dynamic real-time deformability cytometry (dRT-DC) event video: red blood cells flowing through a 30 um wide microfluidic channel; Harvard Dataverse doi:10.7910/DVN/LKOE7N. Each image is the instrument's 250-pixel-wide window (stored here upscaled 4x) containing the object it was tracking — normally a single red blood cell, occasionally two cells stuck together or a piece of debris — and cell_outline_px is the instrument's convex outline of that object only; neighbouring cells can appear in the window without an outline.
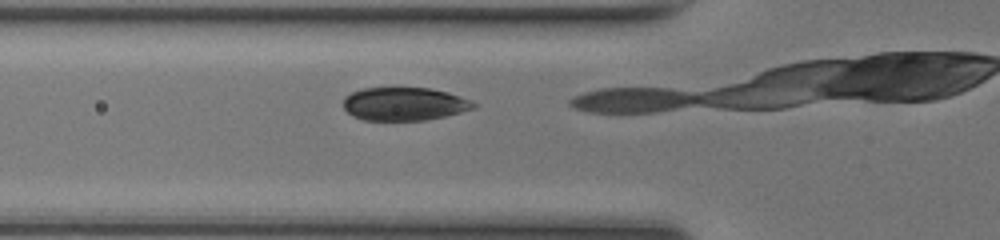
{"species": "common noctule bat (a hibernating species)", "species_latin": "Nyctalus noctula", "temperature_condition": "room temperature", "stored_images_in_passage": 6, "camera_frame_rate_fps": 3000, "um_per_image_px": 0.085, "animal": {"sex": "female", "body_mass_g": 17.0, "forearm_length_mm": 48.0}, "frame": {"image": 1, "passage_image": 5, "time_ms": 1.333, "image_size_px": [1000, 240], "cell_outline_px": [[476, 108], [444, 116], [424, 120], [364, 120], [352, 116], [344, 108], [344, 96], [352, 92], [364, 88], [428, 88], [448, 92], [472, 100], [476, 104]], "centroid_in_image_um": [34.37, 8.83], "position_along_channel_um": 91.4, "area_um2": 25.14}}